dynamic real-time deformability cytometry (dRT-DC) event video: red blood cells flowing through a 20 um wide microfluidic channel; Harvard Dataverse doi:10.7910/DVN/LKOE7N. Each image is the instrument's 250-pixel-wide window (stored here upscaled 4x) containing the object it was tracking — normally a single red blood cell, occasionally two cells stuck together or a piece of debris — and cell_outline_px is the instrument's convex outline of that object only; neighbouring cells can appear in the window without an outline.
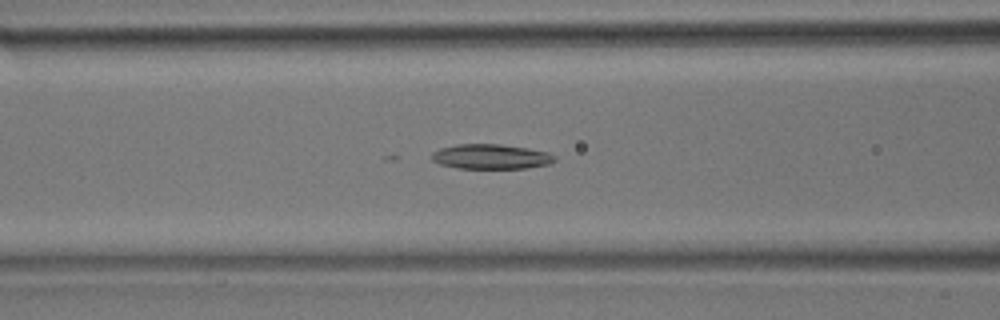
{"species": "common noctule bat (a hibernating species)", "species_latin": "Nyctalus noctula", "temperature_condition": "room temperature", "stored_images_in_passage": 42, "camera_frame_rate_fps": 3000, "um_per_image_px": 0.085, "animal": {"sex": "male", "body_mass_g": 17.9}, "frame": {"image": 1, "passage_image": 16, "time_ms": 5.0, "image_size_px": [1000, 320], "cell_outline_px": [[556, 160], [548, 164], [524, 168], [456, 168], [440, 164], [432, 160], [432, 152], [440, 148], [456, 144], [500, 144], [528, 148], [548, 152], [556, 156]], "centroid_in_image_um": [41.72, 13.3], "position_along_channel_um": 124.9, "area_um2": 17.8}}
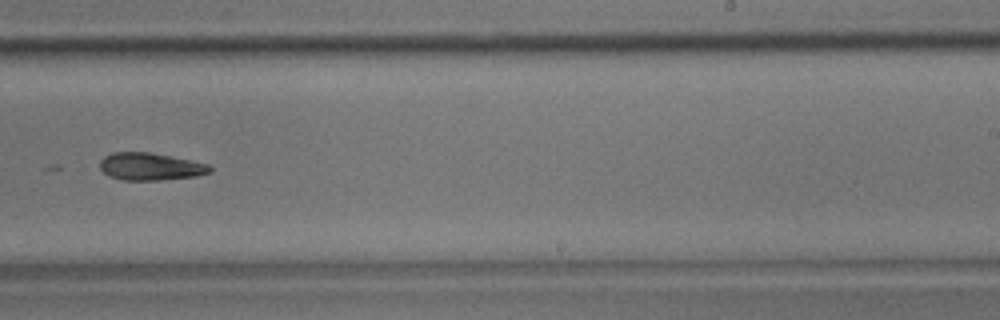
{"frame": {"image": 2, "passage_image": 26, "time_ms": 8.333, "image_size_px": [1000, 320], "cell_outline_px": [[212, 172], [196, 176], [160, 180], [124, 180], [108, 176], [100, 168], [100, 160], [104, 156], [112, 152], [148, 152], [208, 164], [212, 168]], "centroid_in_image_um": [12.75, 14.16], "position_along_channel_um": 276.2, "area_um2": 17.46}}
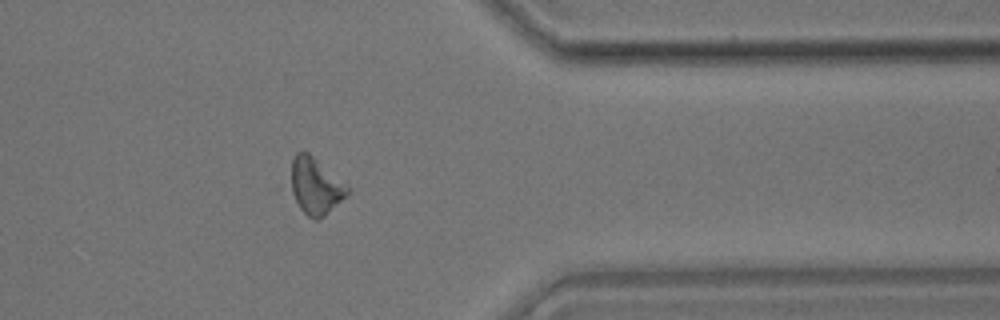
{"frame": {"image": 3, "passage_image": 34, "time_ms": 11.0, "image_size_px": [1000, 320], "cell_outline_px": [[348, 196], [324, 216], [316, 220], [308, 216], [300, 208], [284, 188], [292, 160], [296, 152], [308, 152], [348, 188]], "centroid_in_image_um": [26.67, 15.83], "position_along_channel_um": 384.7, "area_um2": 19.19}}